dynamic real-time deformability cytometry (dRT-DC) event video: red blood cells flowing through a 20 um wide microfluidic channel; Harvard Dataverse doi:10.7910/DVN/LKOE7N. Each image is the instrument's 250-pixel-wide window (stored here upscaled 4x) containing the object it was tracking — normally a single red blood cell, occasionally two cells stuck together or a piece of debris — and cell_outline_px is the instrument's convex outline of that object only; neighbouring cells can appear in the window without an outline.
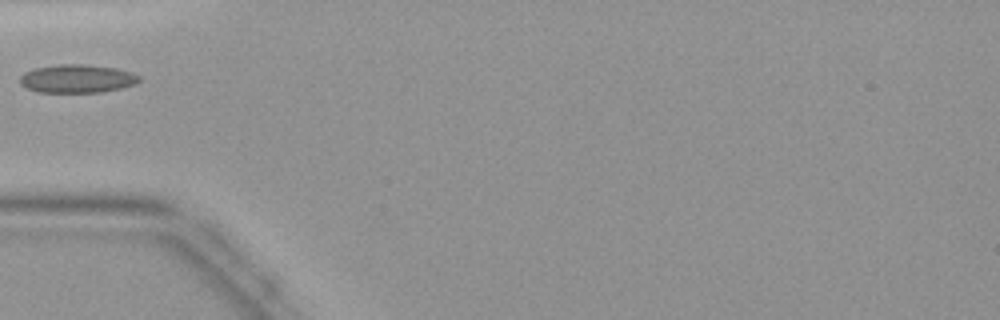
{"species": "common noctule bat (a hibernating species)", "species_latin": "Nyctalus noctula", "temperature_condition": "warm", "stored_images_in_passage": 31, "camera_frame_rate_fps": 3000, "um_per_image_px": 0.085, "animal": {"sex": "female", "body_mass_g": 19.9}, "frame": {"image": 1, "passage_image": 1, "time_ms": 0.0, "image_size_px": [1000, 320], "cell_outline_px": [[140, 80], [136, 84], [120, 88], [100, 92], [36, 92], [24, 88], [20, 84], [20, 76], [24, 72], [32, 68], [60, 64], [88, 64], [116, 68], [132, 72], [140, 76]], "centroid_in_image_um": [6.52, 6.68], "position_along_channel_um": 78.5, "area_um2": 19.94}}
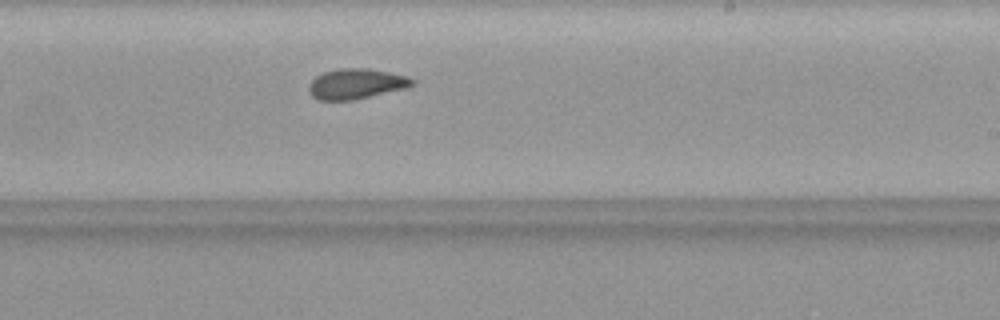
{"frame": {"image": 2, "passage_image": 13, "time_ms": 4.0, "image_size_px": [1000, 320], "cell_outline_px": [[416, 84], [404, 88], [352, 100], [320, 100], [312, 96], [308, 88], [308, 84], [316, 76], [324, 72], [336, 68], [368, 68], [408, 76], [416, 80]], "centroid_in_image_um": [30.27, 7.11], "position_along_channel_um": 258.7, "area_um2": 18.21}}
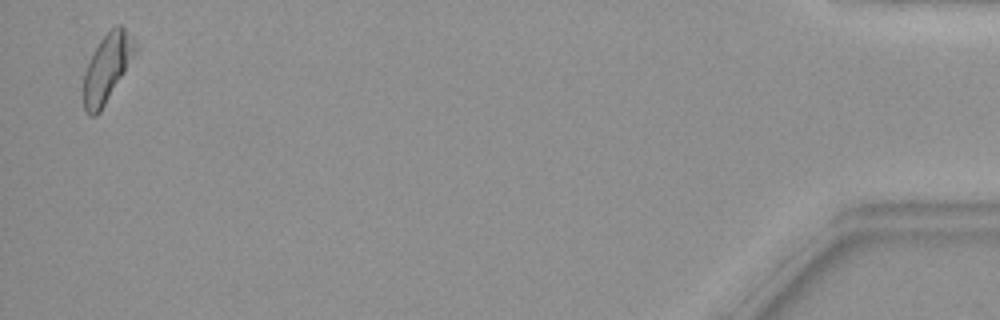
{"frame": {"image": 3, "passage_image": 30, "time_ms": 9.667, "image_size_px": [1000, 320], "cell_outline_px": [[136, 48], [124, 72], [100, 112], [96, 116], [92, 116], [84, 108], [84, 72], [100, 40], [112, 28], [120, 24], [124, 28], [136, 44]], "centroid_in_image_um": [9.08, 5.78], "position_along_channel_um": 426.1, "area_um2": 19.48}}